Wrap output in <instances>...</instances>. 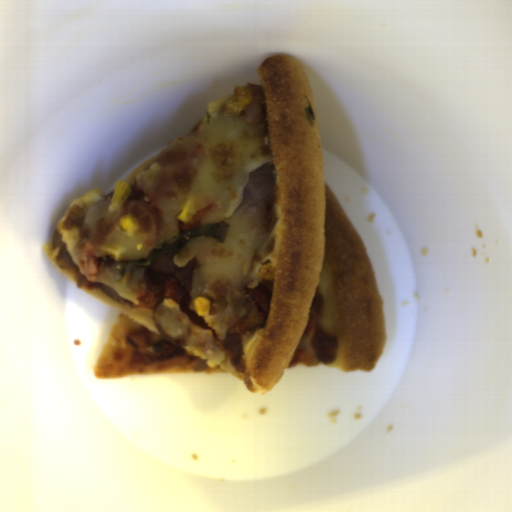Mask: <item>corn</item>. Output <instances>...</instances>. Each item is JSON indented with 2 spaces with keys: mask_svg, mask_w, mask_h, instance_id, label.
Returning a JSON list of instances; mask_svg holds the SVG:
<instances>
[{
  "mask_svg": "<svg viewBox=\"0 0 512 512\" xmlns=\"http://www.w3.org/2000/svg\"><path fill=\"white\" fill-rule=\"evenodd\" d=\"M118 224L125 233H131L138 229L136 220L132 215L120 217Z\"/></svg>",
  "mask_w": 512,
  "mask_h": 512,
  "instance_id": "f1292c28",
  "label": "corn"
},
{
  "mask_svg": "<svg viewBox=\"0 0 512 512\" xmlns=\"http://www.w3.org/2000/svg\"><path fill=\"white\" fill-rule=\"evenodd\" d=\"M197 316H203L210 314V303L208 300L197 297L194 301Z\"/></svg>",
  "mask_w": 512,
  "mask_h": 512,
  "instance_id": "5cfa1b94",
  "label": "corn"
},
{
  "mask_svg": "<svg viewBox=\"0 0 512 512\" xmlns=\"http://www.w3.org/2000/svg\"><path fill=\"white\" fill-rule=\"evenodd\" d=\"M130 194L131 187L128 181L118 180L114 185L110 206L115 210H119L123 207Z\"/></svg>",
  "mask_w": 512,
  "mask_h": 512,
  "instance_id": "51d56268",
  "label": "corn"
}]
</instances>
